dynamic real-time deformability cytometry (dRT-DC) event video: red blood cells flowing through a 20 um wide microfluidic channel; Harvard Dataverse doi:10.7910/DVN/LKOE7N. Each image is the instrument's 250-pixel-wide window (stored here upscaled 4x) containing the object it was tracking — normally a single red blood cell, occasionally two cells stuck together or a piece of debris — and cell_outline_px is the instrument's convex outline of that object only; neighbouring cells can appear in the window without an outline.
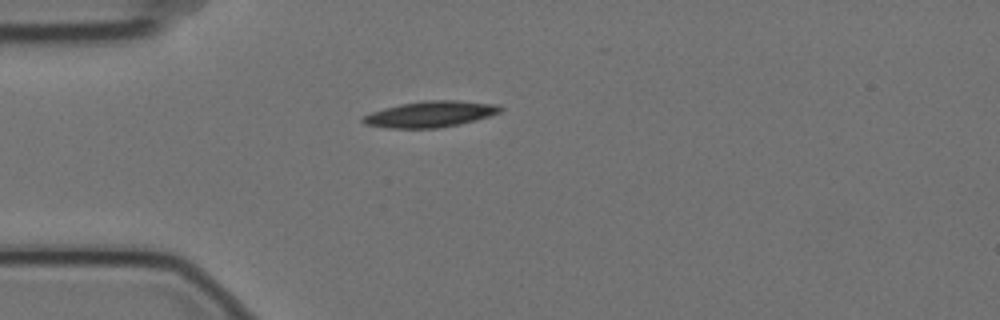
{"species": "Egyptian fruit bat (a non-hibernating species)", "species_latin": "Rousettus aegyptiacus", "temperature_condition": "cold", "stored_images_in_passage": 12, "camera_frame_rate_fps": 3000, "um_per_image_px": 0.085, "animal": {"sex": "female"}, "frame": {"image": 1, "passage_image": 1, "time_ms": 0.0, "image_size_px": [1000, 320], "cell_outline_px": [[504, 108], [500, 112], [488, 116], [460, 124], [440, 128], [388, 128], [364, 124], [360, 120], [364, 116], [372, 112], [384, 108], [400, 104], [424, 100], [456, 100], [496, 104]], "centroid_in_image_um": [36.57, 9.7], "position_along_channel_um": 48.4, "area_um2": 20.81}}
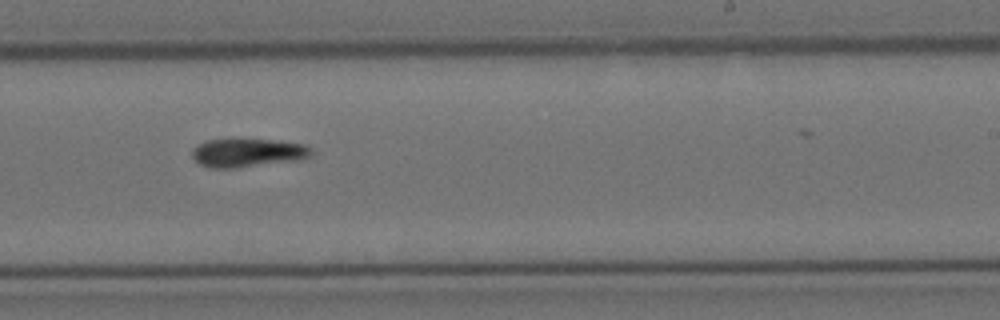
{"frame": {"image": 2, "passage_image": 7, "time_ms": 2.0, "image_size_px": [1000, 320], "cell_outline_px": [[312, 152], [308, 156], [300, 160], [236, 168], [208, 168], [200, 164], [192, 156], [192, 148], [196, 144], [208, 140], [280, 140], [304, 144], [312, 148]], "centroid_in_image_um": [21.05, 12.99], "position_along_channel_um": 268.0, "area_um2": 19.83}}
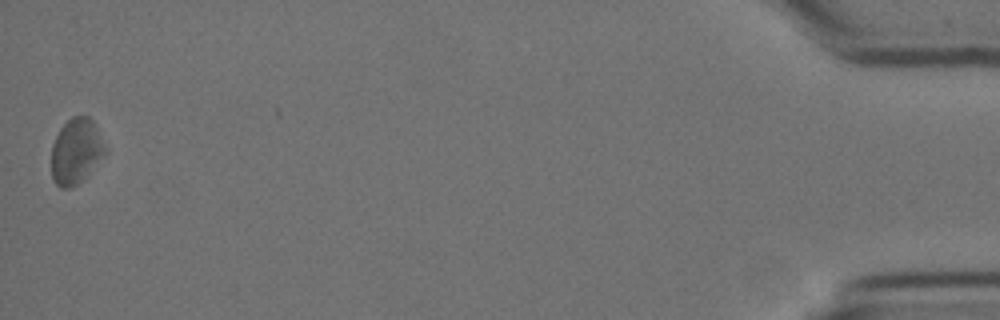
{"frame": {"image": 3, "passage_image": 12, "time_ms": 3.667, "image_size_px": [1000, 320], "cell_outline_px": [[108, 148], [88, 172], [76, 184], [68, 188], [60, 188], [56, 184], [52, 176], [52, 144], [60, 128], [72, 116], [88, 116], [96, 124]], "centroid_in_image_um": [6.46, 12.8], "position_along_channel_um": 428.7, "area_um2": 20.17}}